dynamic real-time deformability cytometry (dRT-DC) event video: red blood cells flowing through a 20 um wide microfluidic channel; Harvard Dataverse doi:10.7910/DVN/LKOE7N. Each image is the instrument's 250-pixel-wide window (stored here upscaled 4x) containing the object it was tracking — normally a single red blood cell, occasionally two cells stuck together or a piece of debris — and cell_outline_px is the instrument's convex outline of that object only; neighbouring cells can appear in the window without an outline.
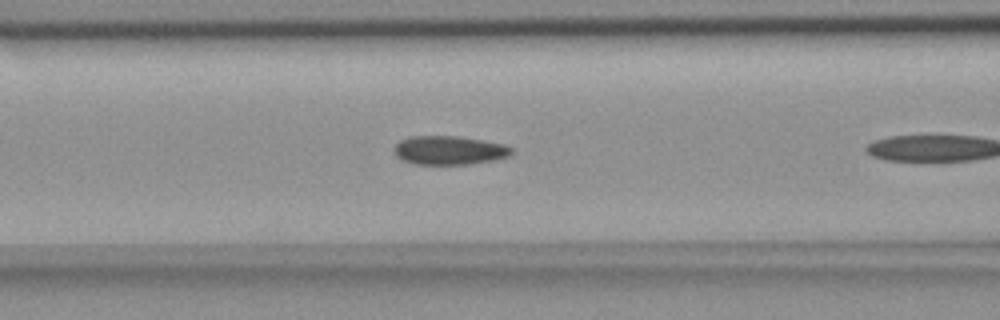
{"species": "common noctule bat (a hibernating species)", "species_latin": "Nyctalus noctula", "temperature_condition": "room temperature", "stored_images_in_passage": 9, "camera_frame_rate_fps": 3000, "um_per_image_px": 0.085, "animal": {"sex": "female", "body_mass_g": 18.4}, "frame": {"image": 1, "passage_image": 8, "time_ms": 2.333, "image_size_px": [1000, 320], "cell_outline_px": [[512, 152], [508, 156], [492, 160], [468, 164], [416, 164], [404, 160], [396, 156], [396, 144], [400, 140], [412, 136], [456, 136], [504, 144], [512, 148]], "centroid_in_image_um": [38.18, 12.77], "position_along_channel_um": 128.4, "area_um2": 19.31}}